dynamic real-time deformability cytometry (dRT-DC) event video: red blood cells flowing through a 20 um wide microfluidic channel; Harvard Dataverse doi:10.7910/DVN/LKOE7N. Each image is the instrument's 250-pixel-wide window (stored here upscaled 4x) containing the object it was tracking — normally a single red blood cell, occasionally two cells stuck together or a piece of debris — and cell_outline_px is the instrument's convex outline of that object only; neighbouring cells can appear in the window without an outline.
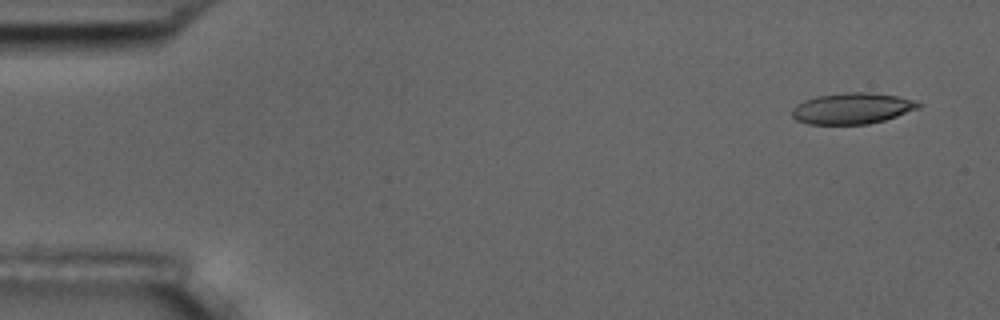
{"species": "common noctule bat (a hibernating species)", "species_latin": "Nyctalus noctula", "temperature_condition": "room temperature", "stored_images_in_passage": 4, "camera_frame_rate_fps": 3000, "um_per_image_px": 0.085, "animal": {"sex": "male", "body_mass_g": 17.5, "forearm_length_mm": 52.3}, "frame": {"image": 1, "passage_image": 1, "time_ms": 0.0, "image_size_px": [1000, 320], "cell_outline_px": [[924, 104], [920, 108], [884, 120], [868, 124], [808, 124], [796, 120], [792, 116], [792, 108], [796, 104], [804, 100], [816, 96], [848, 92], [864, 92], [896, 96], [912, 100]], "centroid_in_image_um": [72.41, 9.22], "position_along_channel_um": 12.6, "area_um2": 22.83}}
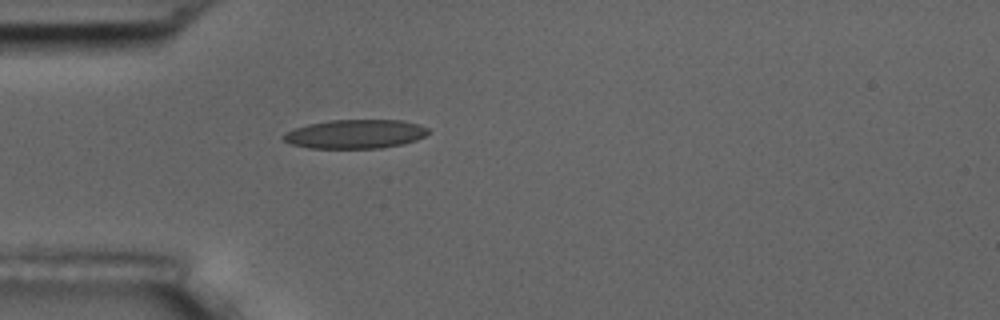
{"frame": {"image": 2, "passage_image": 4, "time_ms": 1.0, "image_size_px": [1000, 320], "cell_outline_px": [[428, 132], [424, 136], [416, 140], [404, 144], [380, 148], [308, 148], [292, 144], [284, 140], [280, 136], [284, 132], [308, 124], [328, 120], [404, 120], [428, 128]], "centroid_in_image_um": [30.17, 11.39], "position_along_channel_um": 54.8, "area_um2": 24.45}}